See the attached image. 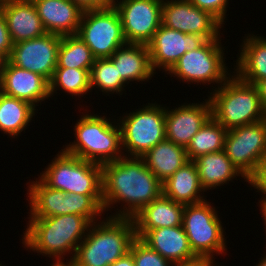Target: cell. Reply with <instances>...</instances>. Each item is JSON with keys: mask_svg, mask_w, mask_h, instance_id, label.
Masks as SVG:
<instances>
[{"mask_svg": "<svg viewBox=\"0 0 266 266\" xmlns=\"http://www.w3.org/2000/svg\"><path fill=\"white\" fill-rule=\"evenodd\" d=\"M161 195L162 182L142 158L123 156L102 165L103 211L124 205L110 217L132 218Z\"/></svg>", "mask_w": 266, "mask_h": 266, "instance_id": "1", "label": "cell"}, {"mask_svg": "<svg viewBox=\"0 0 266 266\" xmlns=\"http://www.w3.org/2000/svg\"><path fill=\"white\" fill-rule=\"evenodd\" d=\"M28 219L22 237L24 248L53 259L64 258L68 254L74 257L92 224L78 214Z\"/></svg>", "mask_w": 266, "mask_h": 266, "instance_id": "2", "label": "cell"}, {"mask_svg": "<svg viewBox=\"0 0 266 266\" xmlns=\"http://www.w3.org/2000/svg\"><path fill=\"white\" fill-rule=\"evenodd\" d=\"M132 218L110 217L88 228L74 259L77 266H110L130 251L136 239Z\"/></svg>", "mask_w": 266, "mask_h": 266, "instance_id": "3", "label": "cell"}, {"mask_svg": "<svg viewBox=\"0 0 266 266\" xmlns=\"http://www.w3.org/2000/svg\"><path fill=\"white\" fill-rule=\"evenodd\" d=\"M82 112L74 126L75 140L65 152L96 164L117 161L124 156L119 123L105 115ZM112 121V122H111Z\"/></svg>", "mask_w": 266, "mask_h": 266, "instance_id": "4", "label": "cell"}, {"mask_svg": "<svg viewBox=\"0 0 266 266\" xmlns=\"http://www.w3.org/2000/svg\"><path fill=\"white\" fill-rule=\"evenodd\" d=\"M209 93L211 116L226 130L266 119L256 86L240 80L233 73Z\"/></svg>", "mask_w": 266, "mask_h": 266, "instance_id": "5", "label": "cell"}, {"mask_svg": "<svg viewBox=\"0 0 266 266\" xmlns=\"http://www.w3.org/2000/svg\"><path fill=\"white\" fill-rule=\"evenodd\" d=\"M29 183V184H28ZM28 218H47L65 214H78L91 223L98 222L103 211L102 195L64 193L47 186L40 178L27 182Z\"/></svg>", "mask_w": 266, "mask_h": 266, "instance_id": "6", "label": "cell"}, {"mask_svg": "<svg viewBox=\"0 0 266 266\" xmlns=\"http://www.w3.org/2000/svg\"><path fill=\"white\" fill-rule=\"evenodd\" d=\"M38 175L47 186L64 193L102 195V165L58 151Z\"/></svg>", "mask_w": 266, "mask_h": 266, "instance_id": "7", "label": "cell"}, {"mask_svg": "<svg viewBox=\"0 0 266 266\" xmlns=\"http://www.w3.org/2000/svg\"><path fill=\"white\" fill-rule=\"evenodd\" d=\"M209 201L185 205L182 226L193 253L204 260L215 261V254L227 253L223 223ZM214 258V259H213Z\"/></svg>", "mask_w": 266, "mask_h": 266, "instance_id": "8", "label": "cell"}, {"mask_svg": "<svg viewBox=\"0 0 266 266\" xmlns=\"http://www.w3.org/2000/svg\"><path fill=\"white\" fill-rule=\"evenodd\" d=\"M147 104L116 119L121 128L122 149L126 157L141 158L166 139L165 106L156 101Z\"/></svg>", "mask_w": 266, "mask_h": 266, "instance_id": "9", "label": "cell"}, {"mask_svg": "<svg viewBox=\"0 0 266 266\" xmlns=\"http://www.w3.org/2000/svg\"><path fill=\"white\" fill-rule=\"evenodd\" d=\"M222 46L220 37L207 40L201 47L185 52L167 75L177 77L182 83L197 86L199 83L207 86L215 83L219 87L231 76Z\"/></svg>", "mask_w": 266, "mask_h": 266, "instance_id": "10", "label": "cell"}, {"mask_svg": "<svg viewBox=\"0 0 266 266\" xmlns=\"http://www.w3.org/2000/svg\"><path fill=\"white\" fill-rule=\"evenodd\" d=\"M77 35L90 48L96 59L109 58L127 43L120 15L113 4L84 11Z\"/></svg>", "mask_w": 266, "mask_h": 266, "instance_id": "11", "label": "cell"}, {"mask_svg": "<svg viewBox=\"0 0 266 266\" xmlns=\"http://www.w3.org/2000/svg\"><path fill=\"white\" fill-rule=\"evenodd\" d=\"M224 151L250 182L266 160V119L228 130Z\"/></svg>", "mask_w": 266, "mask_h": 266, "instance_id": "12", "label": "cell"}, {"mask_svg": "<svg viewBox=\"0 0 266 266\" xmlns=\"http://www.w3.org/2000/svg\"><path fill=\"white\" fill-rule=\"evenodd\" d=\"M163 0H113L127 43L148 45L162 24Z\"/></svg>", "mask_w": 266, "mask_h": 266, "instance_id": "13", "label": "cell"}, {"mask_svg": "<svg viewBox=\"0 0 266 266\" xmlns=\"http://www.w3.org/2000/svg\"><path fill=\"white\" fill-rule=\"evenodd\" d=\"M162 24L186 34H198L206 40L222 37L224 25L210 12L202 10L188 0H163Z\"/></svg>", "mask_w": 266, "mask_h": 266, "instance_id": "14", "label": "cell"}, {"mask_svg": "<svg viewBox=\"0 0 266 266\" xmlns=\"http://www.w3.org/2000/svg\"><path fill=\"white\" fill-rule=\"evenodd\" d=\"M61 35L46 33L41 37L13 44L8 61L22 69L43 76L48 82L57 67Z\"/></svg>", "mask_w": 266, "mask_h": 266, "instance_id": "15", "label": "cell"}, {"mask_svg": "<svg viewBox=\"0 0 266 266\" xmlns=\"http://www.w3.org/2000/svg\"><path fill=\"white\" fill-rule=\"evenodd\" d=\"M206 41L201 35L186 34L161 24L148 44L154 72L159 69L168 73L185 52L201 47Z\"/></svg>", "mask_w": 266, "mask_h": 266, "instance_id": "16", "label": "cell"}, {"mask_svg": "<svg viewBox=\"0 0 266 266\" xmlns=\"http://www.w3.org/2000/svg\"><path fill=\"white\" fill-rule=\"evenodd\" d=\"M199 102L183 103L171 110L165 106L166 139L185 148L188 146L193 136L211 117L210 99Z\"/></svg>", "mask_w": 266, "mask_h": 266, "instance_id": "17", "label": "cell"}, {"mask_svg": "<svg viewBox=\"0 0 266 266\" xmlns=\"http://www.w3.org/2000/svg\"><path fill=\"white\" fill-rule=\"evenodd\" d=\"M0 91L7 96L18 98L37 106L50 100L49 82L41 75L19 68L8 60L0 79Z\"/></svg>", "mask_w": 266, "mask_h": 266, "instance_id": "18", "label": "cell"}, {"mask_svg": "<svg viewBox=\"0 0 266 266\" xmlns=\"http://www.w3.org/2000/svg\"><path fill=\"white\" fill-rule=\"evenodd\" d=\"M0 12L13 44L47 33L32 0H0Z\"/></svg>", "mask_w": 266, "mask_h": 266, "instance_id": "19", "label": "cell"}, {"mask_svg": "<svg viewBox=\"0 0 266 266\" xmlns=\"http://www.w3.org/2000/svg\"><path fill=\"white\" fill-rule=\"evenodd\" d=\"M141 240L174 265L199 260L190 247L183 226L149 230Z\"/></svg>", "mask_w": 266, "mask_h": 266, "instance_id": "20", "label": "cell"}, {"mask_svg": "<svg viewBox=\"0 0 266 266\" xmlns=\"http://www.w3.org/2000/svg\"><path fill=\"white\" fill-rule=\"evenodd\" d=\"M47 33L77 35L83 10L71 0H32Z\"/></svg>", "mask_w": 266, "mask_h": 266, "instance_id": "21", "label": "cell"}, {"mask_svg": "<svg viewBox=\"0 0 266 266\" xmlns=\"http://www.w3.org/2000/svg\"><path fill=\"white\" fill-rule=\"evenodd\" d=\"M184 208V204L162 194L132 217L136 237L141 239L149 230L156 228L182 226Z\"/></svg>", "mask_w": 266, "mask_h": 266, "instance_id": "22", "label": "cell"}, {"mask_svg": "<svg viewBox=\"0 0 266 266\" xmlns=\"http://www.w3.org/2000/svg\"><path fill=\"white\" fill-rule=\"evenodd\" d=\"M109 59L117 67L125 84L147 82L156 74L151 65L148 45L126 43L119 47Z\"/></svg>", "mask_w": 266, "mask_h": 266, "instance_id": "23", "label": "cell"}, {"mask_svg": "<svg viewBox=\"0 0 266 266\" xmlns=\"http://www.w3.org/2000/svg\"><path fill=\"white\" fill-rule=\"evenodd\" d=\"M242 41L233 73L240 80L255 85L266 78V37L249 33Z\"/></svg>", "mask_w": 266, "mask_h": 266, "instance_id": "24", "label": "cell"}, {"mask_svg": "<svg viewBox=\"0 0 266 266\" xmlns=\"http://www.w3.org/2000/svg\"><path fill=\"white\" fill-rule=\"evenodd\" d=\"M193 161L196 164L200 185L204 191L218 189L217 187L227 184L239 176L250 184L233 165L224 150L201 155Z\"/></svg>", "mask_w": 266, "mask_h": 266, "instance_id": "25", "label": "cell"}, {"mask_svg": "<svg viewBox=\"0 0 266 266\" xmlns=\"http://www.w3.org/2000/svg\"><path fill=\"white\" fill-rule=\"evenodd\" d=\"M203 192L205 191L200 185L196 164L192 160L185 163L162 183V194L184 205L206 200Z\"/></svg>", "mask_w": 266, "mask_h": 266, "instance_id": "26", "label": "cell"}, {"mask_svg": "<svg viewBox=\"0 0 266 266\" xmlns=\"http://www.w3.org/2000/svg\"><path fill=\"white\" fill-rule=\"evenodd\" d=\"M163 183L189 161L185 147L164 139L141 157Z\"/></svg>", "mask_w": 266, "mask_h": 266, "instance_id": "27", "label": "cell"}, {"mask_svg": "<svg viewBox=\"0 0 266 266\" xmlns=\"http://www.w3.org/2000/svg\"><path fill=\"white\" fill-rule=\"evenodd\" d=\"M30 103L0 93V131L11 138H18L38 113Z\"/></svg>", "mask_w": 266, "mask_h": 266, "instance_id": "28", "label": "cell"}, {"mask_svg": "<svg viewBox=\"0 0 266 266\" xmlns=\"http://www.w3.org/2000/svg\"><path fill=\"white\" fill-rule=\"evenodd\" d=\"M228 130L219 124L212 116L203 124L185 148L189 160L224 150Z\"/></svg>", "mask_w": 266, "mask_h": 266, "instance_id": "29", "label": "cell"}, {"mask_svg": "<svg viewBox=\"0 0 266 266\" xmlns=\"http://www.w3.org/2000/svg\"><path fill=\"white\" fill-rule=\"evenodd\" d=\"M58 90L77 97H83L91 92L90 71L87 69L56 67L49 81V94H57ZM56 93V94H55Z\"/></svg>", "mask_w": 266, "mask_h": 266, "instance_id": "30", "label": "cell"}, {"mask_svg": "<svg viewBox=\"0 0 266 266\" xmlns=\"http://www.w3.org/2000/svg\"><path fill=\"white\" fill-rule=\"evenodd\" d=\"M95 59L90 48L78 35H64L61 37L57 67L91 71Z\"/></svg>", "mask_w": 266, "mask_h": 266, "instance_id": "31", "label": "cell"}, {"mask_svg": "<svg viewBox=\"0 0 266 266\" xmlns=\"http://www.w3.org/2000/svg\"><path fill=\"white\" fill-rule=\"evenodd\" d=\"M90 86L91 91L98 88V91L109 96L114 93L122 95L127 85L109 58H99L95 59L90 71Z\"/></svg>", "mask_w": 266, "mask_h": 266, "instance_id": "32", "label": "cell"}, {"mask_svg": "<svg viewBox=\"0 0 266 266\" xmlns=\"http://www.w3.org/2000/svg\"><path fill=\"white\" fill-rule=\"evenodd\" d=\"M135 266H173L155 250L151 249L140 238H136L130 248Z\"/></svg>", "mask_w": 266, "mask_h": 266, "instance_id": "33", "label": "cell"}, {"mask_svg": "<svg viewBox=\"0 0 266 266\" xmlns=\"http://www.w3.org/2000/svg\"><path fill=\"white\" fill-rule=\"evenodd\" d=\"M188 1L200 9L210 12L222 24H225L224 20L227 19L226 13H227V7L229 5V0H188Z\"/></svg>", "mask_w": 266, "mask_h": 266, "instance_id": "34", "label": "cell"}, {"mask_svg": "<svg viewBox=\"0 0 266 266\" xmlns=\"http://www.w3.org/2000/svg\"><path fill=\"white\" fill-rule=\"evenodd\" d=\"M12 47H13V43L10 38V34L7 28L5 17L0 12V53L8 59L10 56Z\"/></svg>", "mask_w": 266, "mask_h": 266, "instance_id": "35", "label": "cell"}, {"mask_svg": "<svg viewBox=\"0 0 266 266\" xmlns=\"http://www.w3.org/2000/svg\"><path fill=\"white\" fill-rule=\"evenodd\" d=\"M249 185L255 188L256 192H261L260 194L265 196L262 195L261 200H266V160L261 164L258 173Z\"/></svg>", "mask_w": 266, "mask_h": 266, "instance_id": "36", "label": "cell"}, {"mask_svg": "<svg viewBox=\"0 0 266 266\" xmlns=\"http://www.w3.org/2000/svg\"><path fill=\"white\" fill-rule=\"evenodd\" d=\"M79 6L83 11L98 9L113 4V0H71Z\"/></svg>", "mask_w": 266, "mask_h": 266, "instance_id": "37", "label": "cell"}, {"mask_svg": "<svg viewBox=\"0 0 266 266\" xmlns=\"http://www.w3.org/2000/svg\"><path fill=\"white\" fill-rule=\"evenodd\" d=\"M255 86H256V88L258 90L262 107H263V109L266 112V78L265 79H262L259 82H257L255 84Z\"/></svg>", "mask_w": 266, "mask_h": 266, "instance_id": "38", "label": "cell"}, {"mask_svg": "<svg viewBox=\"0 0 266 266\" xmlns=\"http://www.w3.org/2000/svg\"><path fill=\"white\" fill-rule=\"evenodd\" d=\"M110 266H135L134 259L132 253L129 251L124 256L117 259L112 265Z\"/></svg>", "mask_w": 266, "mask_h": 266, "instance_id": "39", "label": "cell"}, {"mask_svg": "<svg viewBox=\"0 0 266 266\" xmlns=\"http://www.w3.org/2000/svg\"><path fill=\"white\" fill-rule=\"evenodd\" d=\"M65 260L66 262H64ZM52 262L53 263L50 266H77L74 257H70L69 260L65 258H55Z\"/></svg>", "mask_w": 266, "mask_h": 266, "instance_id": "40", "label": "cell"}, {"mask_svg": "<svg viewBox=\"0 0 266 266\" xmlns=\"http://www.w3.org/2000/svg\"><path fill=\"white\" fill-rule=\"evenodd\" d=\"M217 265L218 264H216L213 261L199 259V260H197L195 262H192V263H188V264H177V265H173V266H217ZM221 266H223V265H221Z\"/></svg>", "mask_w": 266, "mask_h": 266, "instance_id": "41", "label": "cell"}, {"mask_svg": "<svg viewBox=\"0 0 266 266\" xmlns=\"http://www.w3.org/2000/svg\"><path fill=\"white\" fill-rule=\"evenodd\" d=\"M258 203L260 204L259 206H260V213L262 214V217H263V223H264V225H265V233H266V200H259L258 201ZM266 235V234H265Z\"/></svg>", "mask_w": 266, "mask_h": 266, "instance_id": "42", "label": "cell"}, {"mask_svg": "<svg viewBox=\"0 0 266 266\" xmlns=\"http://www.w3.org/2000/svg\"><path fill=\"white\" fill-rule=\"evenodd\" d=\"M7 60L8 59L0 53V79H1L2 73L4 71V67H5Z\"/></svg>", "mask_w": 266, "mask_h": 266, "instance_id": "43", "label": "cell"}, {"mask_svg": "<svg viewBox=\"0 0 266 266\" xmlns=\"http://www.w3.org/2000/svg\"><path fill=\"white\" fill-rule=\"evenodd\" d=\"M258 262L259 263L258 264L256 263L255 266H266V254H264V256L261 257V260H259Z\"/></svg>", "mask_w": 266, "mask_h": 266, "instance_id": "44", "label": "cell"}]
</instances>
